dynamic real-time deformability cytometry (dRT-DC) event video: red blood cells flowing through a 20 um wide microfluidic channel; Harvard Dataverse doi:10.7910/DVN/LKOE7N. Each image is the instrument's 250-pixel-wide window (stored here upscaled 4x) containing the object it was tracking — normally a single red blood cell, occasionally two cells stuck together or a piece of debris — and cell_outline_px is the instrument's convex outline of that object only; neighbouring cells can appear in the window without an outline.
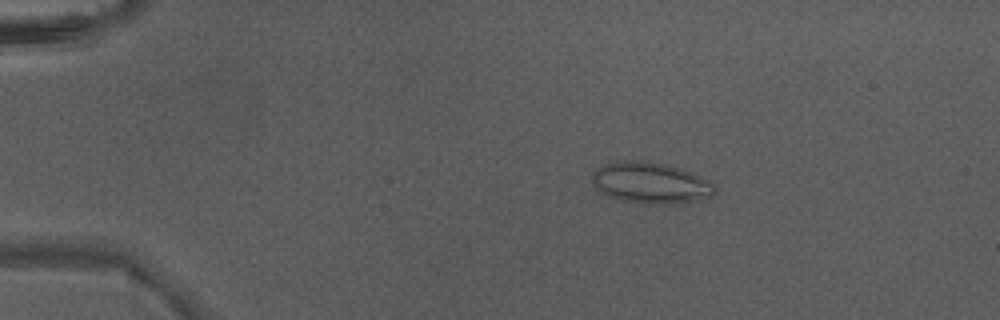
{"species": "Egyptian fruit bat (a non-hibernating species)", "species_latin": "Rousettus aegyptiacus", "temperature_condition": "warm", "stored_images_in_passage": 5, "camera_frame_rate_fps": 3000, "um_per_image_px": 0.085, "animal": {"sex": "male"}, "frame": {"image": 1, "passage_image": 1, "time_ms": 0.0, "image_size_px": [1000, 320], "cell_outline_px": [[716, 192], [712, 196], [700, 200], [668, 204], [640, 204], [620, 200], [604, 196], [592, 184], [592, 172], [596, 168], [604, 164], [620, 160], [636, 160], [664, 164], [680, 168], [692, 172], [712, 180]], "centroid_in_image_um": [55.29, 15.55], "position_along_channel_um": 29.7, "area_um2": 30.06}}
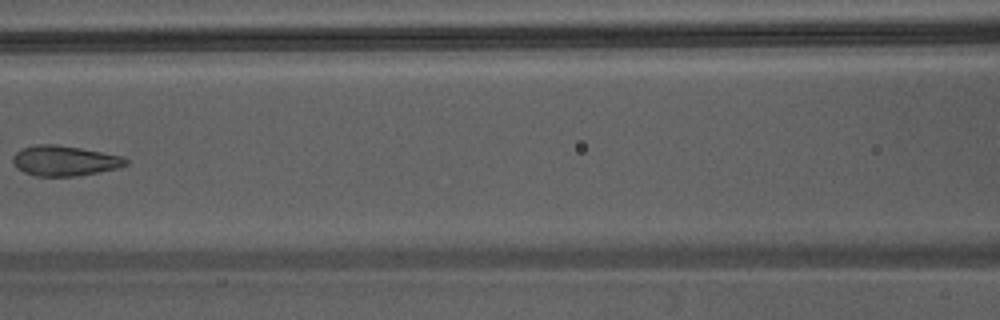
{"frame": {"image": 2, "passage_image": 5, "time_ms": 1.333, "image_size_px": [1000, 320], "cell_outline_px": [[128, 164], [116, 168], [76, 176], [36, 176], [24, 172], [16, 168], [12, 160], [12, 156], [16, 152], [24, 148], [36, 144], [56, 144], [80, 148], [124, 156], [128, 160]], "centroid_in_image_um": [5.47, 13.66], "position_along_channel_um": 161.1, "area_um2": 19.83}}